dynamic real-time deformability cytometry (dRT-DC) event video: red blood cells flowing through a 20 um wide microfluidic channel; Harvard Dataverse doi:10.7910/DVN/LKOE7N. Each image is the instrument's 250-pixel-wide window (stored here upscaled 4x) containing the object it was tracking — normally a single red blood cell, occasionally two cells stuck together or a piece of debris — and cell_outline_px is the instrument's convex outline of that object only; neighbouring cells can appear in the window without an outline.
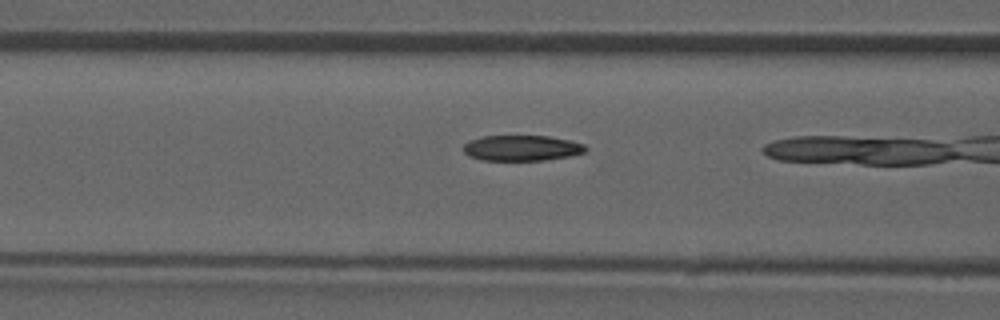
{"species": "common noctule bat (a hibernating species)", "species_latin": "Nyctalus noctula", "temperature_condition": "room temperature", "stored_images_in_passage": 9, "camera_frame_rate_fps": 3000, "um_per_image_px": 0.085, "animal": {"sex": "male", "forearm_length_mm": 52.5}, "frame": {"image": 1, "passage_image": 8, "time_ms": 2.333, "image_size_px": [1000, 320], "cell_outline_px": [[588, 148], [584, 152], [568, 156], [544, 160], [480, 160], [468, 156], [464, 152], [464, 144], [472, 140], [484, 136], [548, 136], [568, 140], [584, 144]], "centroid_in_image_um": [44.34, 12.58], "position_along_channel_um": 122.3, "area_um2": 18.03}}